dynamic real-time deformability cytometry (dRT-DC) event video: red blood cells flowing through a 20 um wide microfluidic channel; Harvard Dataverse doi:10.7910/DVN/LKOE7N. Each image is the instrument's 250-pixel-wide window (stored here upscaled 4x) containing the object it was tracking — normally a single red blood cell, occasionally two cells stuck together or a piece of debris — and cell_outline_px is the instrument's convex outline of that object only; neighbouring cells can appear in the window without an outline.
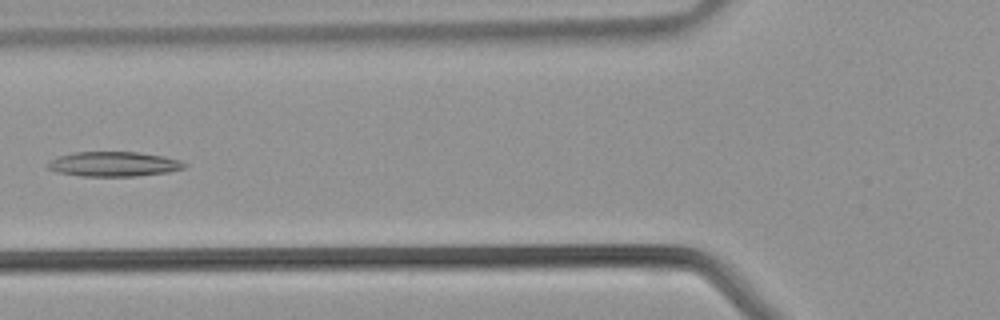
{"species": "common noctule bat (a hibernating species)", "species_latin": "Nyctalus noctula", "temperature_condition": "warm", "stored_images_in_passage": 40, "camera_frame_rate_fps": 3000, "um_per_image_px": 0.085, "animal": {"sex": "male", "body_mass_g": 21.5, "forearm_length_mm": 52.0}, "frame": {"image": 1, "passage_image": 15, "time_ms": 4.667, "image_size_px": [1000, 320], "cell_outline_px": [[188, 164], [184, 168], [168, 172], [136, 176], [80, 176], [56, 172], [48, 168], [48, 164], [52, 160], [60, 156], [76, 152], [136, 152], [164, 156], [180, 160]], "centroid_in_image_um": [9.71, 13.95], "position_along_channel_um": 116.1, "area_um2": 19.59}}
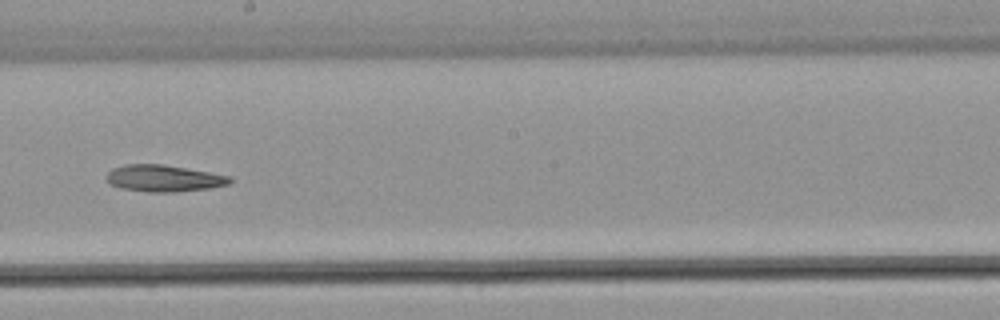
{"frame": {"image": 2, "passage_image": 22, "time_ms": 7.0, "image_size_px": [1000, 320], "cell_outline_px": [[232, 184], [208, 188], [176, 192], [148, 192], [120, 188], [108, 184], [104, 176], [112, 168], [124, 164], [160, 164], [232, 176]], "centroid_in_image_um": [13.88, 15.16], "position_along_channel_um": 234.3, "area_um2": 19.36}}
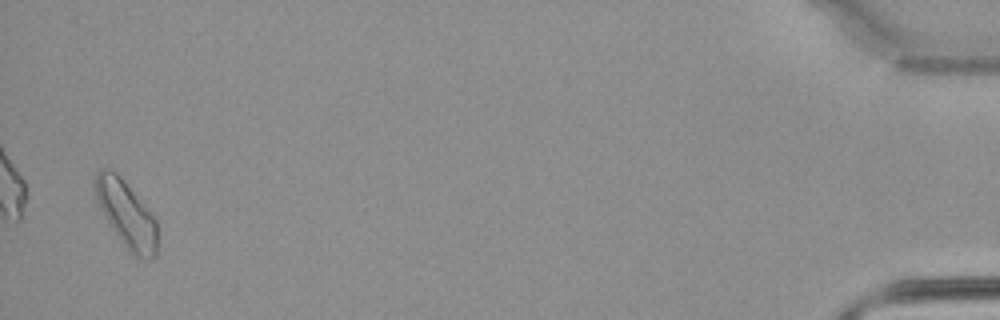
{"frame": {"image": 3, "passage_image": 39, "time_ms": 12.667, "image_size_px": [1000, 320], "cell_outline_px": [[156, 256], [152, 260], [140, 260], [128, 252], [112, 228], [100, 208], [96, 200], [96, 172], [100, 168], [104, 168], [116, 172], [120, 176], [156, 220]], "centroid_in_image_um": [10.75, 18.27], "position_along_channel_um": 424.4, "area_um2": 23.7}}